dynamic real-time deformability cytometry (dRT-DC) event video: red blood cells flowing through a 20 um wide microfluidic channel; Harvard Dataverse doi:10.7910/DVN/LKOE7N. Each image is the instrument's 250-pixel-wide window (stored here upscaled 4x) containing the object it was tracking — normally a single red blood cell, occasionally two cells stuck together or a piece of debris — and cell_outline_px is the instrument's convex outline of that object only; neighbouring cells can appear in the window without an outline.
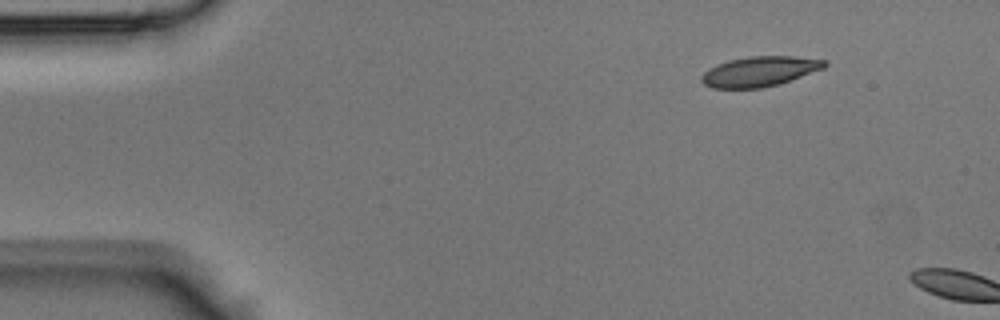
{"species": "Egyptian fruit bat (a non-hibernating species)", "species_latin": "Rousettus aegyptiacus", "temperature_condition": "room temperature", "stored_images_in_passage": 3, "camera_frame_rate_fps": 3000, "um_per_image_px": 0.085, "animal": {"sex": "male"}, "frame": {"image": 1, "passage_image": 1, "time_ms": 0.0, "image_size_px": [1000, 320], "cell_outline_px": [[828, 64], [824, 68], [780, 84], [760, 88], [712, 88], [704, 84], [700, 80], [700, 76], [708, 68], [716, 64], [728, 60], [748, 56], [792, 56], [828, 60]], "centroid_in_image_um": [64.55, 6.07], "position_along_channel_um": 20.4, "area_um2": 21.73}}